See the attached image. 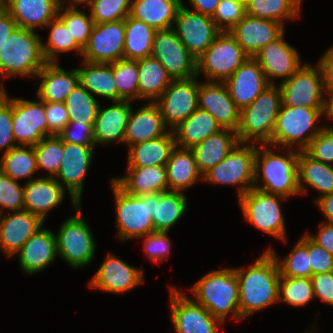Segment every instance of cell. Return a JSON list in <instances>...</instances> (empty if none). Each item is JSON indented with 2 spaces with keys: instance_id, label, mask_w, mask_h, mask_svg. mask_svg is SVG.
Returning <instances> with one entry per match:
<instances>
[{
  "instance_id": "obj_1",
  "label": "cell",
  "mask_w": 333,
  "mask_h": 333,
  "mask_svg": "<svg viewBox=\"0 0 333 333\" xmlns=\"http://www.w3.org/2000/svg\"><path fill=\"white\" fill-rule=\"evenodd\" d=\"M234 270L239 286V311L243 319L278 302L280 272L269 250L248 268Z\"/></svg>"
},
{
  "instance_id": "obj_2",
  "label": "cell",
  "mask_w": 333,
  "mask_h": 333,
  "mask_svg": "<svg viewBox=\"0 0 333 333\" xmlns=\"http://www.w3.org/2000/svg\"><path fill=\"white\" fill-rule=\"evenodd\" d=\"M268 144L256 146L254 185L261 191L289 198L300 195L298 184L299 151L283 148L284 153H275ZM262 174V175H261ZM261 178V185H258ZM257 184V185H256Z\"/></svg>"
},
{
  "instance_id": "obj_3",
  "label": "cell",
  "mask_w": 333,
  "mask_h": 333,
  "mask_svg": "<svg viewBox=\"0 0 333 333\" xmlns=\"http://www.w3.org/2000/svg\"><path fill=\"white\" fill-rule=\"evenodd\" d=\"M190 291L196 303L223 323L230 313L236 321L243 319L239 311V286L234 268H221L207 273Z\"/></svg>"
},
{
  "instance_id": "obj_4",
  "label": "cell",
  "mask_w": 333,
  "mask_h": 333,
  "mask_svg": "<svg viewBox=\"0 0 333 333\" xmlns=\"http://www.w3.org/2000/svg\"><path fill=\"white\" fill-rule=\"evenodd\" d=\"M281 105L279 85H268L251 104L240 110V122L236 130L239 142L268 144Z\"/></svg>"
},
{
  "instance_id": "obj_5",
  "label": "cell",
  "mask_w": 333,
  "mask_h": 333,
  "mask_svg": "<svg viewBox=\"0 0 333 333\" xmlns=\"http://www.w3.org/2000/svg\"><path fill=\"white\" fill-rule=\"evenodd\" d=\"M324 109L281 105L268 145L280 150L296 147V150L304 151L324 128L316 125L320 117H324Z\"/></svg>"
},
{
  "instance_id": "obj_6",
  "label": "cell",
  "mask_w": 333,
  "mask_h": 333,
  "mask_svg": "<svg viewBox=\"0 0 333 333\" xmlns=\"http://www.w3.org/2000/svg\"><path fill=\"white\" fill-rule=\"evenodd\" d=\"M36 31L17 27L0 49V76L36 77L46 64Z\"/></svg>"
},
{
  "instance_id": "obj_7",
  "label": "cell",
  "mask_w": 333,
  "mask_h": 333,
  "mask_svg": "<svg viewBox=\"0 0 333 333\" xmlns=\"http://www.w3.org/2000/svg\"><path fill=\"white\" fill-rule=\"evenodd\" d=\"M110 183L115 199L119 240L124 242L128 239L143 238L152 233L155 193L136 196L126 193L112 178Z\"/></svg>"
},
{
  "instance_id": "obj_8",
  "label": "cell",
  "mask_w": 333,
  "mask_h": 333,
  "mask_svg": "<svg viewBox=\"0 0 333 333\" xmlns=\"http://www.w3.org/2000/svg\"><path fill=\"white\" fill-rule=\"evenodd\" d=\"M250 56L237 43L230 32H221L196 59V74L207 81L225 82Z\"/></svg>"
},
{
  "instance_id": "obj_9",
  "label": "cell",
  "mask_w": 333,
  "mask_h": 333,
  "mask_svg": "<svg viewBox=\"0 0 333 333\" xmlns=\"http://www.w3.org/2000/svg\"><path fill=\"white\" fill-rule=\"evenodd\" d=\"M256 144L240 142L216 166L203 174V179L212 184L238 186V197L253 188Z\"/></svg>"
},
{
  "instance_id": "obj_10",
  "label": "cell",
  "mask_w": 333,
  "mask_h": 333,
  "mask_svg": "<svg viewBox=\"0 0 333 333\" xmlns=\"http://www.w3.org/2000/svg\"><path fill=\"white\" fill-rule=\"evenodd\" d=\"M238 199L245 221L280 241H287L280 201L288 198L252 188Z\"/></svg>"
},
{
  "instance_id": "obj_11",
  "label": "cell",
  "mask_w": 333,
  "mask_h": 333,
  "mask_svg": "<svg viewBox=\"0 0 333 333\" xmlns=\"http://www.w3.org/2000/svg\"><path fill=\"white\" fill-rule=\"evenodd\" d=\"M55 236L58 256L73 268L93 261L96 243L89 225L81 217V205L76 208V215L62 223Z\"/></svg>"
},
{
  "instance_id": "obj_12",
  "label": "cell",
  "mask_w": 333,
  "mask_h": 333,
  "mask_svg": "<svg viewBox=\"0 0 333 333\" xmlns=\"http://www.w3.org/2000/svg\"><path fill=\"white\" fill-rule=\"evenodd\" d=\"M282 105L292 107L325 108L324 82L320 66L306 63L287 80L278 84Z\"/></svg>"
},
{
  "instance_id": "obj_13",
  "label": "cell",
  "mask_w": 333,
  "mask_h": 333,
  "mask_svg": "<svg viewBox=\"0 0 333 333\" xmlns=\"http://www.w3.org/2000/svg\"><path fill=\"white\" fill-rule=\"evenodd\" d=\"M197 79V76L173 79L155 101L170 131H173L198 108L199 82Z\"/></svg>"
},
{
  "instance_id": "obj_14",
  "label": "cell",
  "mask_w": 333,
  "mask_h": 333,
  "mask_svg": "<svg viewBox=\"0 0 333 333\" xmlns=\"http://www.w3.org/2000/svg\"><path fill=\"white\" fill-rule=\"evenodd\" d=\"M169 292L170 318L176 333H219L218 327L223 322L191 299L193 297H187L172 285Z\"/></svg>"
},
{
  "instance_id": "obj_15",
  "label": "cell",
  "mask_w": 333,
  "mask_h": 333,
  "mask_svg": "<svg viewBox=\"0 0 333 333\" xmlns=\"http://www.w3.org/2000/svg\"><path fill=\"white\" fill-rule=\"evenodd\" d=\"M151 56L165 67L172 79L197 76L196 58L179 40L173 27L156 31Z\"/></svg>"
},
{
  "instance_id": "obj_16",
  "label": "cell",
  "mask_w": 333,
  "mask_h": 333,
  "mask_svg": "<svg viewBox=\"0 0 333 333\" xmlns=\"http://www.w3.org/2000/svg\"><path fill=\"white\" fill-rule=\"evenodd\" d=\"M179 40L197 59L221 33L211 16L188 9L181 2L173 26Z\"/></svg>"
},
{
  "instance_id": "obj_17",
  "label": "cell",
  "mask_w": 333,
  "mask_h": 333,
  "mask_svg": "<svg viewBox=\"0 0 333 333\" xmlns=\"http://www.w3.org/2000/svg\"><path fill=\"white\" fill-rule=\"evenodd\" d=\"M94 147L63 141V158L54 178L68 191L75 209L82 200L83 182L91 166Z\"/></svg>"
},
{
  "instance_id": "obj_18",
  "label": "cell",
  "mask_w": 333,
  "mask_h": 333,
  "mask_svg": "<svg viewBox=\"0 0 333 333\" xmlns=\"http://www.w3.org/2000/svg\"><path fill=\"white\" fill-rule=\"evenodd\" d=\"M125 20L94 24L82 50L83 61L113 63L123 59Z\"/></svg>"
},
{
  "instance_id": "obj_19",
  "label": "cell",
  "mask_w": 333,
  "mask_h": 333,
  "mask_svg": "<svg viewBox=\"0 0 333 333\" xmlns=\"http://www.w3.org/2000/svg\"><path fill=\"white\" fill-rule=\"evenodd\" d=\"M12 129L16 145L35 146L47 137L45 102L13 97Z\"/></svg>"
},
{
  "instance_id": "obj_20",
  "label": "cell",
  "mask_w": 333,
  "mask_h": 333,
  "mask_svg": "<svg viewBox=\"0 0 333 333\" xmlns=\"http://www.w3.org/2000/svg\"><path fill=\"white\" fill-rule=\"evenodd\" d=\"M253 58L270 84H275L277 78H282L281 82L289 79L302 66L300 53L284 40V33L261 48Z\"/></svg>"
},
{
  "instance_id": "obj_21",
  "label": "cell",
  "mask_w": 333,
  "mask_h": 333,
  "mask_svg": "<svg viewBox=\"0 0 333 333\" xmlns=\"http://www.w3.org/2000/svg\"><path fill=\"white\" fill-rule=\"evenodd\" d=\"M143 270L130 266L127 262L110 253L104 259L95 275L89 281V287L109 293H125L141 284Z\"/></svg>"
},
{
  "instance_id": "obj_22",
  "label": "cell",
  "mask_w": 333,
  "mask_h": 333,
  "mask_svg": "<svg viewBox=\"0 0 333 333\" xmlns=\"http://www.w3.org/2000/svg\"><path fill=\"white\" fill-rule=\"evenodd\" d=\"M198 108L208 111L222 128L237 130L240 109L230 97L224 82L199 83Z\"/></svg>"
},
{
  "instance_id": "obj_23",
  "label": "cell",
  "mask_w": 333,
  "mask_h": 333,
  "mask_svg": "<svg viewBox=\"0 0 333 333\" xmlns=\"http://www.w3.org/2000/svg\"><path fill=\"white\" fill-rule=\"evenodd\" d=\"M224 83L240 110L251 104L270 85L253 57H249Z\"/></svg>"
},
{
  "instance_id": "obj_24",
  "label": "cell",
  "mask_w": 333,
  "mask_h": 333,
  "mask_svg": "<svg viewBox=\"0 0 333 333\" xmlns=\"http://www.w3.org/2000/svg\"><path fill=\"white\" fill-rule=\"evenodd\" d=\"M284 29L279 22L246 14L229 32L242 49L253 57L261 48L279 38Z\"/></svg>"
},
{
  "instance_id": "obj_25",
  "label": "cell",
  "mask_w": 333,
  "mask_h": 333,
  "mask_svg": "<svg viewBox=\"0 0 333 333\" xmlns=\"http://www.w3.org/2000/svg\"><path fill=\"white\" fill-rule=\"evenodd\" d=\"M44 221L23 210L0 215V249L7 257L16 255L24 243L35 234Z\"/></svg>"
},
{
  "instance_id": "obj_26",
  "label": "cell",
  "mask_w": 333,
  "mask_h": 333,
  "mask_svg": "<svg viewBox=\"0 0 333 333\" xmlns=\"http://www.w3.org/2000/svg\"><path fill=\"white\" fill-rule=\"evenodd\" d=\"M17 255L25 274L43 271L58 255L55 233L50 229L40 228L24 243Z\"/></svg>"
},
{
  "instance_id": "obj_27",
  "label": "cell",
  "mask_w": 333,
  "mask_h": 333,
  "mask_svg": "<svg viewBox=\"0 0 333 333\" xmlns=\"http://www.w3.org/2000/svg\"><path fill=\"white\" fill-rule=\"evenodd\" d=\"M166 127L158 105L148 102L133 112L131 108L124 134V144L128 147L166 135Z\"/></svg>"
},
{
  "instance_id": "obj_28",
  "label": "cell",
  "mask_w": 333,
  "mask_h": 333,
  "mask_svg": "<svg viewBox=\"0 0 333 333\" xmlns=\"http://www.w3.org/2000/svg\"><path fill=\"white\" fill-rule=\"evenodd\" d=\"M24 189V210L39 216L44 222L52 209L64 199L66 189L54 177H39L27 181Z\"/></svg>"
},
{
  "instance_id": "obj_29",
  "label": "cell",
  "mask_w": 333,
  "mask_h": 333,
  "mask_svg": "<svg viewBox=\"0 0 333 333\" xmlns=\"http://www.w3.org/2000/svg\"><path fill=\"white\" fill-rule=\"evenodd\" d=\"M56 0H0V6L16 21L17 26L36 31L53 20L60 7Z\"/></svg>"
},
{
  "instance_id": "obj_30",
  "label": "cell",
  "mask_w": 333,
  "mask_h": 333,
  "mask_svg": "<svg viewBox=\"0 0 333 333\" xmlns=\"http://www.w3.org/2000/svg\"><path fill=\"white\" fill-rule=\"evenodd\" d=\"M107 108L99 106L93 126L94 144L110 145L124 142V134L131 111L130 100L113 101ZM102 107V108H101Z\"/></svg>"
},
{
  "instance_id": "obj_31",
  "label": "cell",
  "mask_w": 333,
  "mask_h": 333,
  "mask_svg": "<svg viewBox=\"0 0 333 333\" xmlns=\"http://www.w3.org/2000/svg\"><path fill=\"white\" fill-rule=\"evenodd\" d=\"M36 77L41 78L36 94L44 102L64 103L79 83L77 68L67 71L58 62H47Z\"/></svg>"
},
{
  "instance_id": "obj_32",
  "label": "cell",
  "mask_w": 333,
  "mask_h": 333,
  "mask_svg": "<svg viewBox=\"0 0 333 333\" xmlns=\"http://www.w3.org/2000/svg\"><path fill=\"white\" fill-rule=\"evenodd\" d=\"M126 168V176L112 178L126 193L140 196L168 191L165 165Z\"/></svg>"
},
{
  "instance_id": "obj_33",
  "label": "cell",
  "mask_w": 333,
  "mask_h": 333,
  "mask_svg": "<svg viewBox=\"0 0 333 333\" xmlns=\"http://www.w3.org/2000/svg\"><path fill=\"white\" fill-rule=\"evenodd\" d=\"M236 131L222 129L191 148L202 175L220 163L239 144Z\"/></svg>"
},
{
  "instance_id": "obj_34",
  "label": "cell",
  "mask_w": 333,
  "mask_h": 333,
  "mask_svg": "<svg viewBox=\"0 0 333 333\" xmlns=\"http://www.w3.org/2000/svg\"><path fill=\"white\" fill-rule=\"evenodd\" d=\"M168 190L183 192L193 186L197 180L203 179L195 161L194 154L189 148L176 146L171 152L170 159L165 165Z\"/></svg>"
},
{
  "instance_id": "obj_35",
  "label": "cell",
  "mask_w": 333,
  "mask_h": 333,
  "mask_svg": "<svg viewBox=\"0 0 333 333\" xmlns=\"http://www.w3.org/2000/svg\"><path fill=\"white\" fill-rule=\"evenodd\" d=\"M176 147L173 131L128 147L127 167L166 165Z\"/></svg>"
},
{
  "instance_id": "obj_36",
  "label": "cell",
  "mask_w": 333,
  "mask_h": 333,
  "mask_svg": "<svg viewBox=\"0 0 333 333\" xmlns=\"http://www.w3.org/2000/svg\"><path fill=\"white\" fill-rule=\"evenodd\" d=\"M182 0H131L130 16L156 30L174 26Z\"/></svg>"
},
{
  "instance_id": "obj_37",
  "label": "cell",
  "mask_w": 333,
  "mask_h": 333,
  "mask_svg": "<svg viewBox=\"0 0 333 333\" xmlns=\"http://www.w3.org/2000/svg\"><path fill=\"white\" fill-rule=\"evenodd\" d=\"M222 129L221 125L208 111L197 108L173 130V133L176 146L191 149L208 136Z\"/></svg>"
},
{
  "instance_id": "obj_38",
  "label": "cell",
  "mask_w": 333,
  "mask_h": 333,
  "mask_svg": "<svg viewBox=\"0 0 333 333\" xmlns=\"http://www.w3.org/2000/svg\"><path fill=\"white\" fill-rule=\"evenodd\" d=\"M77 68L79 83L93 96L118 101V91L114 81L113 63H93L83 61Z\"/></svg>"
},
{
  "instance_id": "obj_39",
  "label": "cell",
  "mask_w": 333,
  "mask_h": 333,
  "mask_svg": "<svg viewBox=\"0 0 333 333\" xmlns=\"http://www.w3.org/2000/svg\"><path fill=\"white\" fill-rule=\"evenodd\" d=\"M298 184L303 195L307 193V185L320 192V196L333 193V166L313 159L305 151H299Z\"/></svg>"
},
{
  "instance_id": "obj_40",
  "label": "cell",
  "mask_w": 333,
  "mask_h": 333,
  "mask_svg": "<svg viewBox=\"0 0 333 333\" xmlns=\"http://www.w3.org/2000/svg\"><path fill=\"white\" fill-rule=\"evenodd\" d=\"M139 100L155 102L173 81L165 67L154 57L138 60Z\"/></svg>"
},
{
  "instance_id": "obj_41",
  "label": "cell",
  "mask_w": 333,
  "mask_h": 333,
  "mask_svg": "<svg viewBox=\"0 0 333 333\" xmlns=\"http://www.w3.org/2000/svg\"><path fill=\"white\" fill-rule=\"evenodd\" d=\"M124 54L128 60L151 56L156 29L128 15L125 19Z\"/></svg>"
},
{
  "instance_id": "obj_42",
  "label": "cell",
  "mask_w": 333,
  "mask_h": 333,
  "mask_svg": "<svg viewBox=\"0 0 333 333\" xmlns=\"http://www.w3.org/2000/svg\"><path fill=\"white\" fill-rule=\"evenodd\" d=\"M187 197L179 191L155 193L154 231L169 232L187 211Z\"/></svg>"
},
{
  "instance_id": "obj_43",
  "label": "cell",
  "mask_w": 333,
  "mask_h": 333,
  "mask_svg": "<svg viewBox=\"0 0 333 333\" xmlns=\"http://www.w3.org/2000/svg\"><path fill=\"white\" fill-rule=\"evenodd\" d=\"M0 168L2 173L15 181L24 178H28V181L35 179L33 175L38 171V168L34 147L18 145L3 153L0 159Z\"/></svg>"
},
{
  "instance_id": "obj_44",
  "label": "cell",
  "mask_w": 333,
  "mask_h": 333,
  "mask_svg": "<svg viewBox=\"0 0 333 333\" xmlns=\"http://www.w3.org/2000/svg\"><path fill=\"white\" fill-rule=\"evenodd\" d=\"M302 0H249L246 14L255 18L272 20L284 25L288 19L300 18Z\"/></svg>"
},
{
  "instance_id": "obj_45",
  "label": "cell",
  "mask_w": 333,
  "mask_h": 333,
  "mask_svg": "<svg viewBox=\"0 0 333 333\" xmlns=\"http://www.w3.org/2000/svg\"><path fill=\"white\" fill-rule=\"evenodd\" d=\"M265 250H269L277 261L280 277L311 278L312 271L306 233L300 237L295 247L282 260L277 256L272 246Z\"/></svg>"
},
{
  "instance_id": "obj_46",
  "label": "cell",
  "mask_w": 333,
  "mask_h": 333,
  "mask_svg": "<svg viewBox=\"0 0 333 333\" xmlns=\"http://www.w3.org/2000/svg\"><path fill=\"white\" fill-rule=\"evenodd\" d=\"M50 32L47 43L42 41V52L46 62H57L59 53L75 51L82 55V48L75 42L64 22L56 16L47 25Z\"/></svg>"
},
{
  "instance_id": "obj_47",
  "label": "cell",
  "mask_w": 333,
  "mask_h": 333,
  "mask_svg": "<svg viewBox=\"0 0 333 333\" xmlns=\"http://www.w3.org/2000/svg\"><path fill=\"white\" fill-rule=\"evenodd\" d=\"M69 121L95 123L100 102L80 83L69 93L65 100Z\"/></svg>"
},
{
  "instance_id": "obj_48",
  "label": "cell",
  "mask_w": 333,
  "mask_h": 333,
  "mask_svg": "<svg viewBox=\"0 0 333 333\" xmlns=\"http://www.w3.org/2000/svg\"><path fill=\"white\" fill-rule=\"evenodd\" d=\"M79 3L67 7L61 4L57 16L64 22L75 42L83 49L88 42L94 22L91 15L78 9ZM64 8V9H63Z\"/></svg>"
},
{
  "instance_id": "obj_49",
  "label": "cell",
  "mask_w": 333,
  "mask_h": 333,
  "mask_svg": "<svg viewBox=\"0 0 333 333\" xmlns=\"http://www.w3.org/2000/svg\"><path fill=\"white\" fill-rule=\"evenodd\" d=\"M138 73V60L123 58L113 62V75L118 91V101L139 100Z\"/></svg>"
},
{
  "instance_id": "obj_50",
  "label": "cell",
  "mask_w": 333,
  "mask_h": 333,
  "mask_svg": "<svg viewBox=\"0 0 333 333\" xmlns=\"http://www.w3.org/2000/svg\"><path fill=\"white\" fill-rule=\"evenodd\" d=\"M314 298L311 278L280 277L278 302L294 307L305 306Z\"/></svg>"
},
{
  "instance_id": "obj_51",
  "label": "cell",
  "mask_w": 333,
  "mask_h": 333,
  "mask_svg": "<svg viewBox=\"0 0 333 333\" xmlns=\"http://www.w3.org/2000/svg\"><path fill=\"white\" fill-rule=\"evenodd\" d=\"M34 147L37 168L45 169L48 177H55L63 158V141L59 136L44 137Z\"/></svg>"
},
{
  "instance_id": "obj_52",
  "label": "cell",
  "mask_w": 333,
  "mask_h": 333,
  "mask_svg": "<svg viewBox=\"0 0 333 333\" xmlns=\"http://www.w3.org/2000/svg\"><path fill=\"white\" fill-rule=\"evenodd\" d=\"M84 7H89L94 24L116 22L130 15L131 0H88Z\"/></svg>"
},
{
  "instance_id": "obj_53",
  "label": "cell",
  "mask_w": 333,
  "mask_h": 333,
  "mask_svg": "<svg viewBox=\"0 0 333 333\" xmlns=\"http://www.w3.org/2000/svg\"><path fill=\"white\" fill-rule=\"evenodd\" d=\"M246 15V6L237 0H221L211 18L221 32H229Z\"/></svg>"
},
{
  "instance_id": "obj_54",
  "label": "cell",
  "mask_w": 333,
  "mask_h": 333,
  "mask_svg": "<svg viewBox=\"0 0 333 333\" xmlns=\"http://www.w3.org/2000/svg\"><path fill=\"white\" fill-rule=\"evenodd\" d=\"M0 215L2 209H9V212L24 210V189L18 181L0 172Z\"/></svg>"
},
{
  "instance_id": "obj_55",
  "label": "cell",
  "mask_w": 333,
  "mask_h": 333,
  "mask_svg": "<svg viewBox=\"0 0 333 333\" xmlns=\"http://www.w3.org/2000/svg\"><path fill=\"white\" fill-rule=\"evenodd\" d=\"M310 157L325 164L333 163V126H325L304 150Z\"/></svg>"
},
{
  "instance_id": "obj_56",
  "label": "cell",
  "mask_w": 333,
  "mask_h": 333,
  "mask_svg": "<svg viewBox=\"0 0 333 333\" xmlns=\"http://www.w3.org/2000/svg\"><path fill=\"white\" fill-rule=\"evenodd\" d=\"M12 116H13V97L6 96L0 102V150L8 152L10 149L18 146L15 145L13 129H12Z\"/></svg>"
},
{
  "instance_id": "obj_57",
  "label": "cell",
  "mask_w": 333,
  "mask_h": 333,
  "mask_svg": "<svg viewBox=\"0 0 333 333\" xmlns=\"http://www.w3.org/2000/svg\"><path fill=\"white\" fill-rule=\"evenodd\" d=\"M143 237L146 256L155 263L165 260L171 249V240L168 237V232L153 231Z\"/></svg>"
},
{
  "instance_id": "obj_58",
  "label": "cell",
  "mask_w": 333,
  "mask_h": 333,
  "mask_svg": "<svg viewBox=\"0 0 333 333\" xmlns=\"http://www.w3.org/2000/svg\"><path fill=\"white\" fill-rule=\"evenodd\" d=\"M94 123H79L69 121L58 135L62 141L78 145H95L93 138Z\"/></svg>"
},
{
  "instance_id": "obj_59",
  "label": "cell",
  "mask_w": 333,
  "mask_h": 333,
  "mask_svg": "<svg viewBox=\"0 0 333 333\" xmlns=\"http://www.w3.org/2000/svg\"><path fill=\"white\" fill-rule=\"evenodd\" d=\"M45 116L48 123V136H58L69 123L65 103L45 102Z\"/></svg>"
},
{
  "instance_id": "obj_60",
  "label": "cell",
  "mask_w": 333,
  "mask_h": 333,
  "mask_svg": "<svg viewBox=\"0 0 333 333\" xmlns=\"http://www.w3.org/2000/svg\"><path fill=\"white\" fill-rule=\"evenodd\" d=\"M308 254L312 275L333 271V255L308 237Z\"/></svg>"
},
{
  "instance_id": "obj_61",
  "label": "cell",
  "mask_w": 333,
  "mask_h": 333,
  "mask_svg": "<svg viewBox=\"0 0 333 333\" xmlns=\"http://www.w3.org/2000/svg\"><path fill=\"white\" fill-rule=\"evenodd\" d=\"M314 297L333 307V271L311 276Z\"/></svg>"
},
{
  "instance_id": "obj_62",
  "label": "cell",
  "mask_w": 333,
  "mask_h": 333,
  "mask_svg": "<svg viewBox=\"0 0 333 333\" xmlns=\"http://www.w3.org/2000/svg\"><path fill=\"white\" fill-rule=\"evenodd\" d=\"M317 64L322 70L325 93H333V46L325 51Z\"/></svg>"
},
{
  "instance_id": "obj_63",
  "label": "cell",
  "mask_w": 333,
  "mask_h": 333,
  "mask_svg": "<svg viewBox=\"0 0 333 333\" xmlns=\"http://www.w3.org/2000/svg\"><path fill=\"white\" fill-rule=\"evenodd\" d=\"M306 234L313 242L333 255V223L322 222L317 235L308 234V232Z\"/></svg>"
},
{
  "instance_id": "obj_64",
  "label": "cell",
  "mask_w": 333,
  "mask_h": 333,
  "mask_svg": "<svg viewBox=\"0 0 333 333\" xmlns=\"http://www.w3.org/2000/svg\"><path fill=\"white\" fill-rule=\"evenodd\" d=\"M17 27L16 21L0 6V49Z\"/></svg>"
},
{
  "instance_id": "obj_65",
  "label": "cell",
  "mask_w": 333,
  "mask_h": 333,
  "mask_svg": "<svg viewBox=\"0 0 333 333\" xmlns=\"http://www.w3.org/2000/svg\"><path fill=\"white\" fill-rule=\"evenodd\" d=\"M314 202L325 216V222L333 223V193L318 196Z\"/></svg>"
},
{
  "instance_id": "obj_66",
  "label": "cell",
  "mask_w": 333,
  "mask_h": 333,
  "mask_svg": "<svg viewBox=\"0 0 333 333\" xmlns=\"http://www.w3.org/2000/svg\"><path fill=\"white\" fill-rule=\"evenodd\" d=\"M221 0H189L192 10L204 15L212 16Z\"/></svg>"
},
{
  "instance_id": "obj_67",
  "label": "cell",
  "mask_w": 333,
  "mask_h": 333,
  "mask_svg": "<svg viewBox=\"0 0 333 333\" xmlns=\"http://www.w3.org/2000/svg\"><path fill=\"white\" fill-rule=\"evenodd\" d=\"M327 95L329 99H325L324 115L326 118L333 120V93H327Z\"/></svg>"
},
{
  "instance_id": "obj_68",
  "label": "cell",
  "mask_w": 333,
  "mask_h": 333,
  "mask_svg": "<svg viewBox=\"0 0 333 333\" xmlns=\"http://www.w3.org/2000/svg\"><path fill=\"white\" fill-rule=\"evenodd\" d=\"M3 84H2V82H1V84H0V102L4 99V98H6V96H7V94L8 93H6L7 91L5 90V88L2 86Z\"/></svg>"
},
{
  "instance_id": "obj_69",
  "label": "cell",
  "mask_w": 333,
  "mask_h": 333,
  "mask_svg": "<svg viewBox=\"0 0 333 333\" xmlns=\"http://www.w3.org/2000/svg\"><path fill=\"white\" fill-rule=\"evenodd\" d=\"M56 1H58L60 4H64L65 3V0H56ZM76 2H77V0H69V4L76 3Z\"/></svg>"
},
{
  "instance_id": "obj_70",
  "label": "cell",
  "mask_w": 333,
  "mask_h": 333,
  "mask_svg": "<svg viewBox=\"0 0 333 333\" xmlns=\"http://www.w3.org/2000/svg\"><path fill=\"white\" fill-rule=\"evenodd\" d=\"M88 0H77V2L79 3V4H85L86 2H87Z\"/></svg>"
},
{
  "instance_id": "obj_71",
  "label": "cell",
  "mask_w": 333,
  "mask_h": 333,
  "mask_svg": "<svg viewBox=\"0 0 333 333\" xmlns=\"http://www.w3.org/2000/svg\"><path fill=\"white\" fill-rule=\"evenodd\" d=\"M237 1L242 2L244 5H246L249 2V0H237Z\"/></svg>"
}]
</instances>
